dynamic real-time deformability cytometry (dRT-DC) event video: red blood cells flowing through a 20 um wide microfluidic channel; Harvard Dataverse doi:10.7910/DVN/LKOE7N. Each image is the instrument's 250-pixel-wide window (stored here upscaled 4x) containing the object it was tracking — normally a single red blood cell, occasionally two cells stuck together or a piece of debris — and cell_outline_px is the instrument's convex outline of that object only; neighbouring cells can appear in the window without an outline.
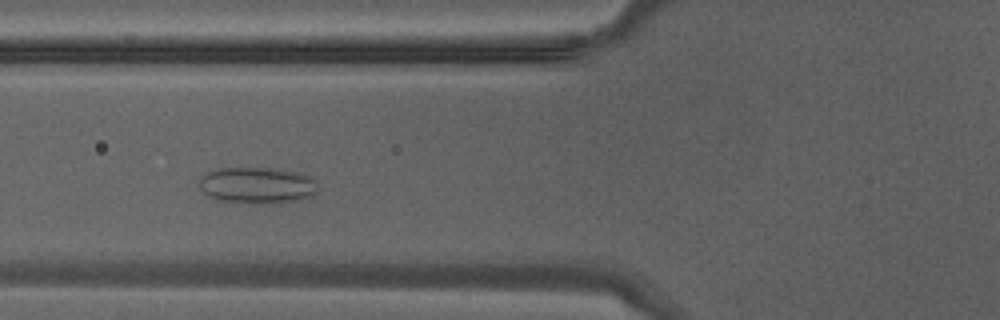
{"species": "Egyptian fruit bat (a non-hibernating species)", "species_latin": "Rousettus aegyptiacus", "temperature_condition": "warm", "stored_images_in_passage": 38, "camera_frame_rate_fps": 3000, "um_per_image_px": 0.085, "animal": {"sex": "male"}, "frame": {"image": 1, "passage_image": 12, "time_ms": 3.667, "image_size_px": [1000, 320], "cell_outline_px": [[316, 192], [312, 196], [300, 200], [280, 204], [220, 200], [204, 192], [200, 188], [200, 176], [216, 168], [276, 168], [296, 172], [308, 176], [312, 180], [316, 188]], "centroid_in_image_um": [21.87, 15.74], "position_along_channel_um": 103.9, "area_um2": 24.85}}
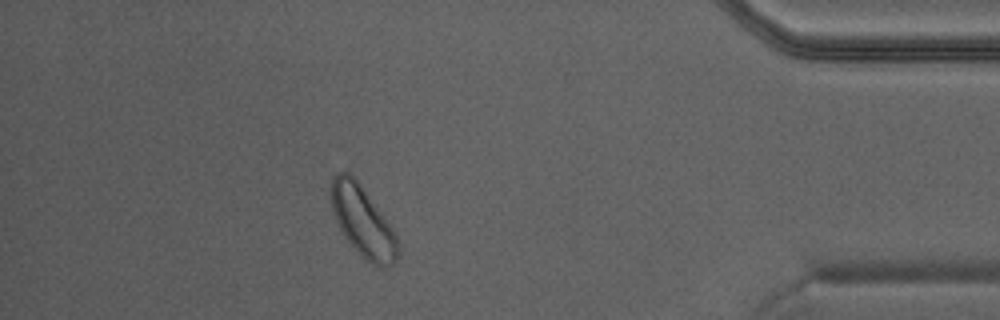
{"frame": {"image": 2, "passage_image": 33, "time_ms": 10.667, "image_size_px": [1000, 320], "cell_outline_px": [[400, 252], [396, 260], [388, 268], [380, 268], [364, 260], [356, 252], [344, 236], [336, 220], [328, 196], [328, 188], [332, 176], [336, 172], [348, 172], [360, 184], [396, 232], [400, 244]], "centroid_in_image_um": [30.83, 18.85], "position_along_channel_um": 404.4, "area_um2": 28.21}}